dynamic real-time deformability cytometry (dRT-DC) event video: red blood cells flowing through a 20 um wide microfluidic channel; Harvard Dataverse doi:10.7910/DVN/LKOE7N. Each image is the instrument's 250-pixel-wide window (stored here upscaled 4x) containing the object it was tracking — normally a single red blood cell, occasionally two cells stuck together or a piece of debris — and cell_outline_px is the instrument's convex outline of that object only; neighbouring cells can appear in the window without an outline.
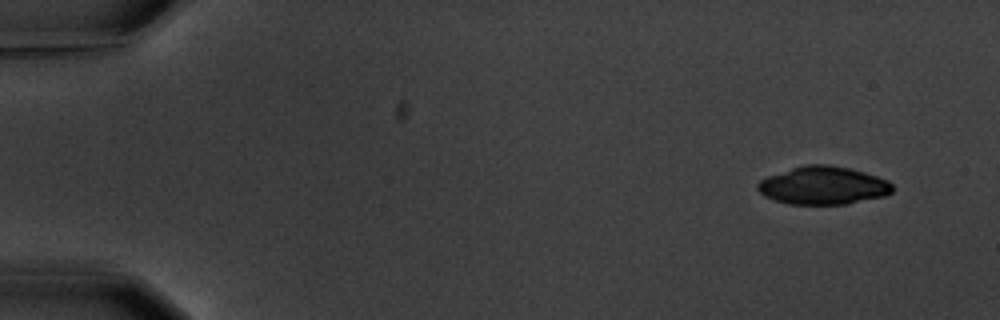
{"species": "common noctule bat (a hibernating species)", "species_latin": "Nyctalus noctula", "temperature_condition": "warm", "stored_images_in_passage": 8, "camera_frame_rate_fps": 3000, "um_per_image_px": 0.085, "animal": {"sex": "male", "body_mass_g": 20.1, "forearm_length_mm": 53.5}, "frame": {"image": 1, "passage_image": 1, "time_ms": 0.0, "image_size_px": [1000, 320], "cell_outline_px": [[892, 192], [884, 196], [848, 204], [788, 204], [764, 196], [756, 188], [756, 184], [760, 180], [768, 176], [804, 164], [828, 164], [848, 168], [864, 172], [888, 180], [892, 184]], "centroid_in_image_um": [69.96, 15.77], "position_along_channel_um": 15.0, "area_um2": 29.82}}